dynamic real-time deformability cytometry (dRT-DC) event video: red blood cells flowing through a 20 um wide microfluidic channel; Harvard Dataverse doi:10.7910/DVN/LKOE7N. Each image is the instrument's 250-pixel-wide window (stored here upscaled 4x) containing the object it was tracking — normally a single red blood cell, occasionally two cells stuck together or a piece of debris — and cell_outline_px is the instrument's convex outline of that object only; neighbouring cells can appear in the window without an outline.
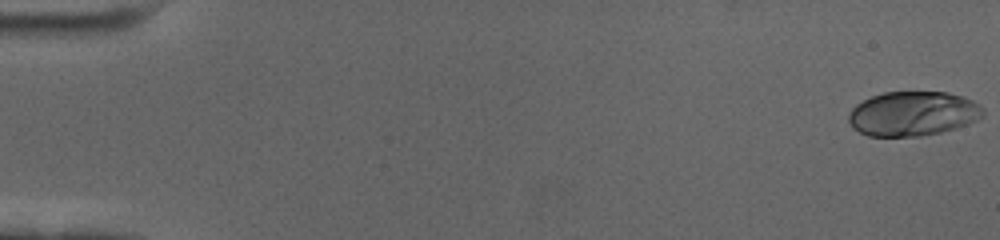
{"species": "human", "species_latin": "Homo sapiens", "temperature_condition": "cold", "stored_images_in_passage": 59, "camera_frame_rate_fps": 3000, "um_per_image_px": 0.085, "donor": {"sex": "female"}, "frame": {"image": 1, "passage_image": 1, "time_ms": 0.0, "image_size_px": [1000, 240], "cell_outline_px": [[984, 116], [968, 124], [956, 128], [940, 132], [920, 136], [868, 136], [852, 128], [848, 120], [848, 116], [852, 108], [856, 104], [872, 96], [884, 92], [948, 92], [964, 96], [972, 100], [984, 108]], "centroid_in_image_um": [77.61, 9.66], "position_along_channel_um": 7.4, "area_um2": 35.03}}
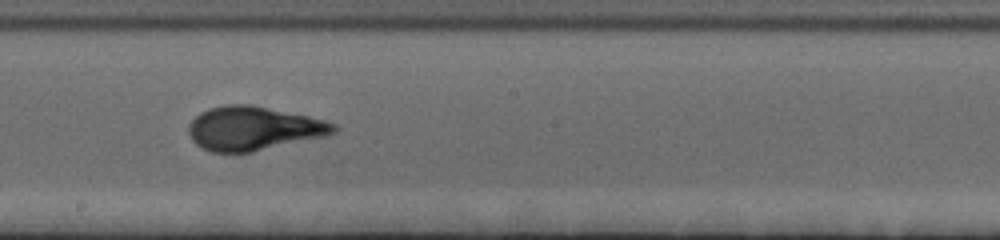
{"frame": {"image": 2, "passage_image": 34, "time_ms": 11.0, "image_size_px": [1000, 240], "cell_outline_px": [[340, 128], [336, 132], [324, 136], [252, 152], [212, 152], [200, 148], [192, 140], [188, 132], [188, 124], [200, 112], [208, 108], [224, 104], [252, 104], [308, 116], [324, 120], [336, 124]], "centroid_in_image_um": [21.52, 10.9], "position_along_channel_um": 226.7, "area_um2": 37.22}}
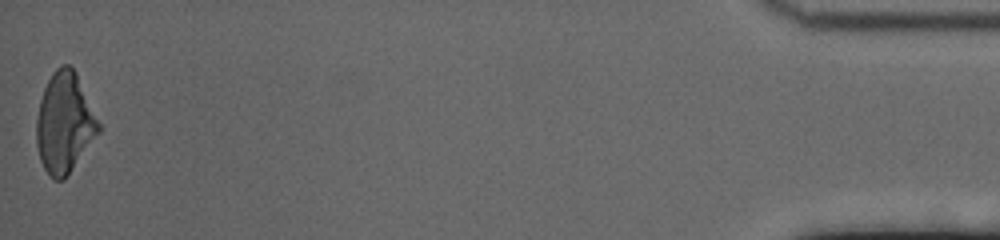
{"frame": {"image": 3, "passage_image": 59, "time_ms": 19.333, "image_size_px": [1000, 240], "cell_outline_px": [[100, 132], [64, 180], [56, 180], [44, 168], [40, 160], [36, 144], [36, 120], [40, 100], [44, 88], [52, 72], [60, 64], [68, 64], [76, 72], [100, 124]], "centroid_in_image_um": [5.47, 10.44], "position_along_channel_um": 429.7, "area_um2": 36.13}, "authors_computed_cell_mechanics": {"area_um2": 35.258, "velocity_mm_per_s": 3.483, "shape_relaxation_time_tau1_ms": 4.4659, "shape_relaxation_time_tau2_ms": null, "deformation_change_tau1": 0.189, "deformation_change_tau2": null}}